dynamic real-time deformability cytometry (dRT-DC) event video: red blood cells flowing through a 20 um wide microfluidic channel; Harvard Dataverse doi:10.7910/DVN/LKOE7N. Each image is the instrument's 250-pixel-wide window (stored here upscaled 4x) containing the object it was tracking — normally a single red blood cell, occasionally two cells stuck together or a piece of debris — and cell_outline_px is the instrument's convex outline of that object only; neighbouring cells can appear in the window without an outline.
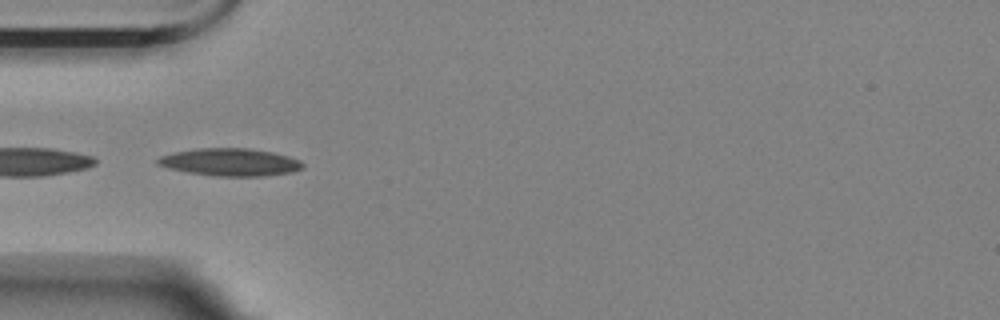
{"species": "Egyptian fruit bat (a non-hibernating species)", "species_latin": "Rousettus aegyptiacus", "temperature_condition": "room temperature", "stored_images_in_passage": 5, "camera_frame_rate_fps": 3000, "um_per_image_px": 0.085, "animal": {"sex": "female"}, "frame": {"image": 1, "passage_image": 2, "time_ms": 0.333, "image_size_px": [1000, 320], "cell_outline_px": [[304, 168], [292, 172], [264, 176], [212, 176], [188, 172], [168, 168], [156, 164], [156, 160], [160, 156], [176, 152], [196, 148], [248, 148], [272, 152], [288, 156], [300, 160], [304, 164]], "centroid_in_image_um": [19.57, 13.78], "position_along_channel_um": 65.4, "area_um2": 23.35}}